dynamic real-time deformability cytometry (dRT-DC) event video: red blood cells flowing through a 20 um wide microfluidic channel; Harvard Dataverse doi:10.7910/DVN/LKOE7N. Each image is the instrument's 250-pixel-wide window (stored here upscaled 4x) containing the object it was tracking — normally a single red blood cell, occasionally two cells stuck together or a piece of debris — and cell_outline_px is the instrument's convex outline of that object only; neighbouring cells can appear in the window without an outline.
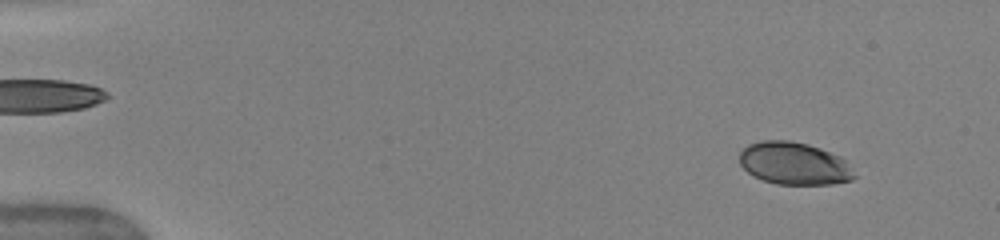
{"species": "human", "species_latin": "Homo sapiens", "temperature_condition": "warm", "stored_images_in_passage": 50, "camera_frame_rate_fps": 3000, "um_per_image_px": 0.085, "donor": {"sex": "female"}, "frame": {"image": 1, "passage_image": 5, "time_ms": 1.333, "image_size_px": [1000, 240], "cell_outline_px": [[856, 176], [852, 180], [832, 184], [776, 184], [752, 176], [740, 164], [740, 152], [748, 144], [760, 140], [788, 140], [808, 144], [820, 148], [840, 156], [844, 160]], "centroid_in_image_um": [67.48, 13.89], "position_along_channel_um": 17.5, "area_um2": 28.38}}
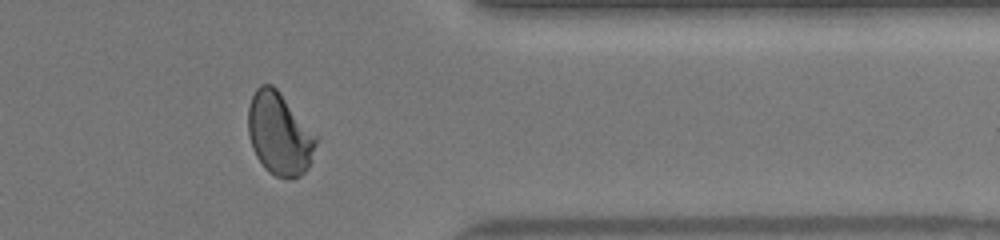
{"frame": {"image": 2, "passage_image": 42, "time_ms": 13.667, "image_size_px": [1000, 240], "cell_outline_px": [[316, 144], [312, 160], [308, 168], [300, 176], [276, 176], [268, 172], [264, 168], [256, 156], [252, 148], [248, 132], [248, 108], [252, 96], [256, 88], [260, 84], [272, 84], [280, 92], [316, 136]], "centroid_in_image_um": [23.72, 11.36], "position_along_channel_um": 387.7, "area_um2": 32.25}}
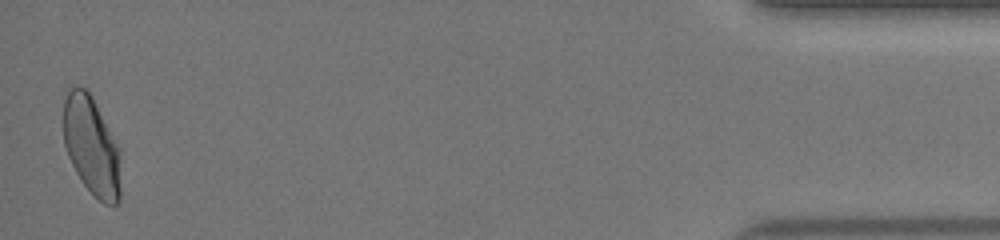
{"frame": {"image": 3, "passage_image": 50, "time_ms": 16.333, "image_size_px": [1000, 240], "cell_outline_px": [[120, 200], [116, 204], [104, 204], [84, 184], [76, 172], [68, 156], [64, 144], [64, 100], [68, 88], [84, 88], [92, 96], [120, 148]], "centroid_in_image_um": [7.8, 12.41], "position_along_channel_um": 427.4, "area_um2": 32.77}, "authors_computed_cell_mechanics": {"area_um2": 31.9345, "velocity_mm_per_s": 4.0646, "shape_relaxation_time_tau1_ms": 3.3648, "shape_relaxation_time_tau2_ms": null, "deformation_change_tau1": 0.1393, "deformation_change_tau2": null}}